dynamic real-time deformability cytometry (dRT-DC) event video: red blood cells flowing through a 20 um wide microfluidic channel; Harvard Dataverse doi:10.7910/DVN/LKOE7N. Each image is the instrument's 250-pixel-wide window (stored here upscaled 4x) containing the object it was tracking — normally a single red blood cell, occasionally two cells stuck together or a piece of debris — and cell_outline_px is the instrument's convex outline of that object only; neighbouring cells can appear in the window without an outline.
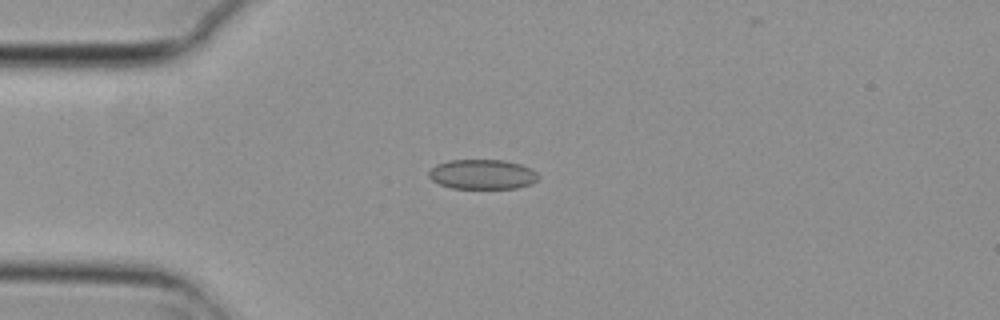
{"species": "common noctule bat (a hibernating species)", "species_latin": "Nyctalus noctula", "temperature_condition": "cold", "stored_images_in_passage": 7, "camera_frame_rate_fps": 3000, "um_per_image_px": 0.085, "animal": {"sex": "female", "body_mass_g": 29.2, "forearm_length_mm": 56.3}, "frame": {"image": 1, "passage_image": 2, "time_ms": 0.333, "image_size_px": [1000, 320], "cell_outline_px": [[540, 176], [532, 184], [516, 188], [452, 188], [440, 184], [432, 180], [428, 176], [428, 172], [436, 164], [448, 160], [504, 160], [520, 164], [536, 172]], "centroid_in_image_um": [40.99, 14.81], "position_along_channel_um": 44.0, "area_um2": 18.96}}
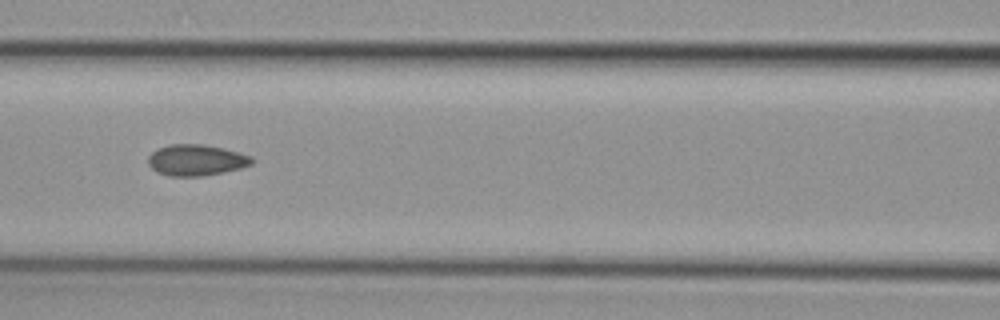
{"frame": {"image": 2, "passage_image": 5, "time_ms": 1.333, "image_size_px": [1000, 320], "cell_outline_px": [[256, 160], [252, 164], [240, 168], [224, 172], [204, 176], [168, 176], [156, 172], [148, 164], [148, 156], [152, 152], [160, 148], [172, 144], [204, 144], [224, 148], [252, 156]], "centroid_in_image_um": [16.7, 13.61], "position_along_channel_um": 149.9, "area_um2": 18.96}}
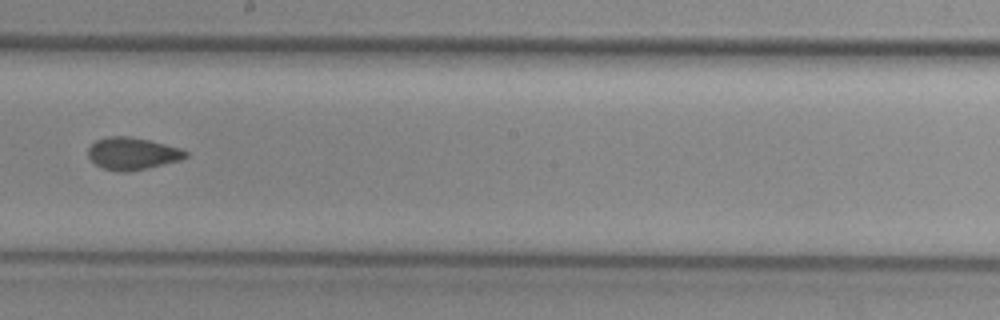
{"frame": {"image": 3, "passage_image": 7, "time_ms": 2.0, "image_size_px": [1000, 320], "cell_outline_px": [[188, 156], [180, 160], [128, 172], [120, 172], [104, 168], [96, 164], [88, 156], [88, 148], [96, 140], [108, 136], [128, 136], [148, 140], [180, 148], [188, 152]], "centroid_in_image_um": [11.24, 13.05], "position_along_channel_um": 237.0, "area_um2": 18.09}}